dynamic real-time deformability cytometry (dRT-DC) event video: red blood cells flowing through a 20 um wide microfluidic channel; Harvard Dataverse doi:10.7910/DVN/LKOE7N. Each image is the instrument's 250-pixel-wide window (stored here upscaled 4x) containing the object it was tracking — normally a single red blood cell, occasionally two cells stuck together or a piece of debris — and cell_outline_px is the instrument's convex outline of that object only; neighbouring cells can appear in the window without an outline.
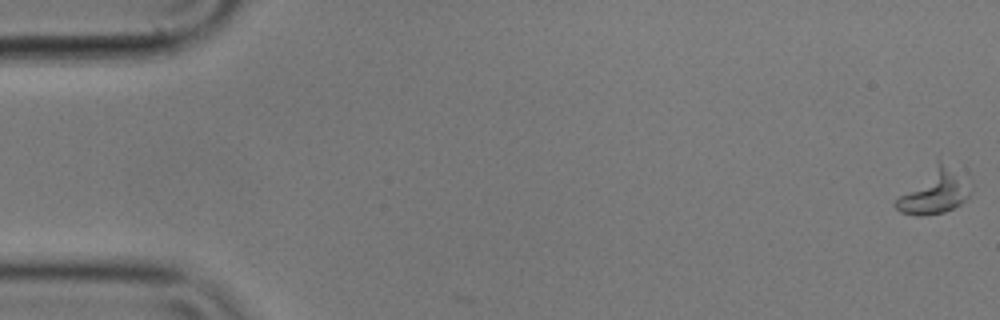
{"species": "common noctule bat (a hibernating species)", "species_latin": "Nyctalus noctula", "temperature_condition": "cold", "stored_images_in_passage": 3, "camera_frame_rate_fps": 3000, "um_per_image_px": 0.085, "animal": {"sex": "male", "body_mass_g": 17.9}, "frame": {"image": 1, "passage_image": 1, "time_ms": 0.0, "image_size_px": [1000, 320], "cell_outline_px": [[972, 192], [960, 204], [944, 212], [920, 216], [916, 216], [900, 212], [892, 204], [900, 196], [940, 160], [972, 180]], "centroid_in_image_um": [79.49, 16.31], "position_along_channel_um": 5.5, "area_um2": 19.02}}